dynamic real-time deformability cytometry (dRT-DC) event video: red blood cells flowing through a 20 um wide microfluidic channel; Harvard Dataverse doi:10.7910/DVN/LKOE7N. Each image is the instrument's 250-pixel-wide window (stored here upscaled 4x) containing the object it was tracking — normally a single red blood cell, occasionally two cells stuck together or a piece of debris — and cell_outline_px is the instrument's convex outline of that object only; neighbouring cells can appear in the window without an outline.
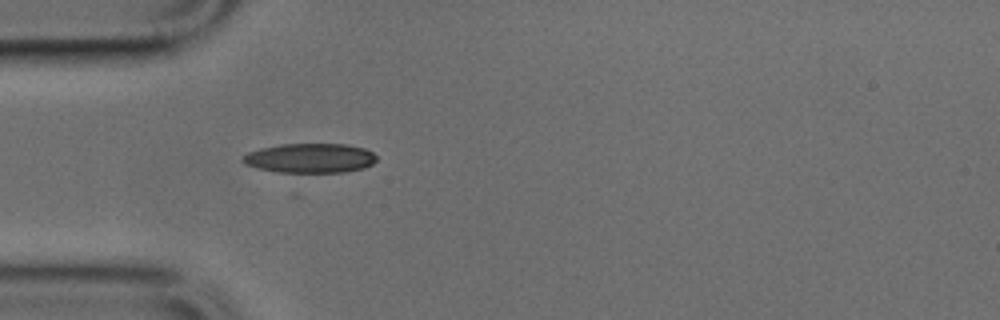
{"species": "common noctule bat (a hibernating species)", "species_latin": "Nyctalus noctula", "temperature_condition": "cold", "stored_images_in_passage": 49, "camera_frame_rate_fps": 3000, "um_per_image_px": 0.085, "animal": {"sex": "male", "body_mass_g": 17.9, "forearm_length_mm": 54.2}, "frame": {"image": 1, "passage_image": 13, "time_ms": 4.0, "image_size_px": [1000, 320], "cell_outline_px": [[376, 160], [372, 164], [364, 168], [344, 172], [296, 176], [292, 176], [244, 164], [240, 160], [248, 152], [260, 148], [280, 144], [348, 144], [364, 148], [372, 152], [376, 156]], "centroid_in_image_um": [26.33, 13.49], "position_along_channel_um": 58.7, "area_um2": 24.04}}
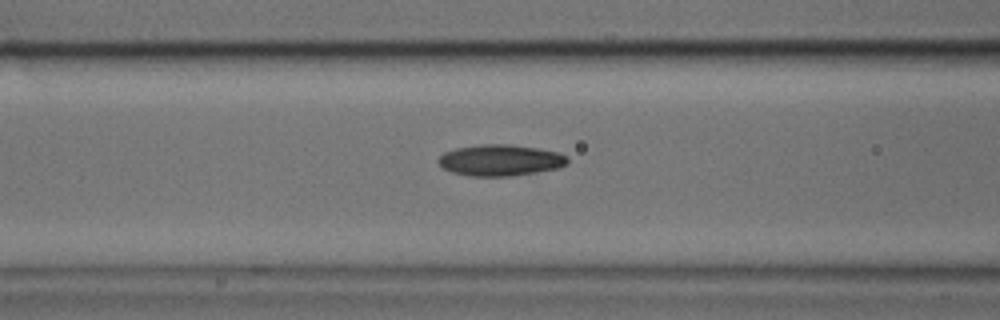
{"frame": {"image": 2, "passage_image": 18, "time_ms": 5.667, "image_size_px": [1000, 320], "cell_outline_px": [[568, 164], [560, 168], [512, 176], [468, 176], [452, 172], [444, 168], [436, 160], [444, 152], [456, 148], [480, 144], [512, 144], [560, 152], [568, 156]], "centroid_in_image_um": [42.56, 13.61], "position_along_channel_um": 124.0, "area_um2": 23.76}}
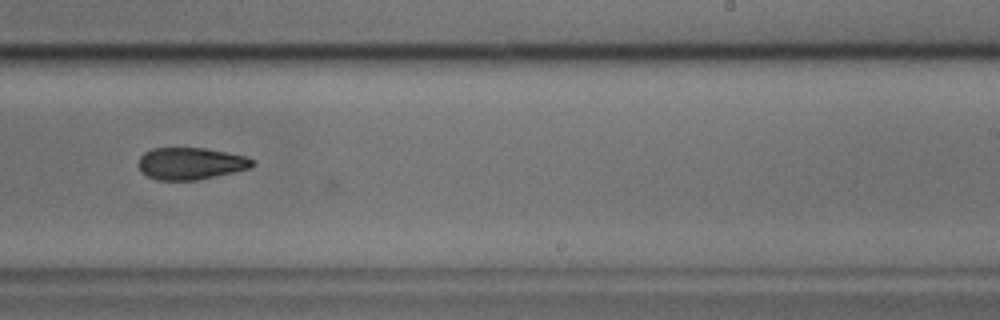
{"frame": {"image": 3, "passage_image": 29, "time_ms": 9.333, "image_size_px": [1000, 320], "cell_outline_px": [[256, 164], [248, 168], [232, 172], [196, 180], [156, 180], [140, 172], [136, 164], [140, 156], [144, 152], [152, 148], [204, 148], [248, 156]], "centroid_in_image_um": [16.14, 13.89], "position_along_channel_um": 272.9, "area_um2": 21.33}}